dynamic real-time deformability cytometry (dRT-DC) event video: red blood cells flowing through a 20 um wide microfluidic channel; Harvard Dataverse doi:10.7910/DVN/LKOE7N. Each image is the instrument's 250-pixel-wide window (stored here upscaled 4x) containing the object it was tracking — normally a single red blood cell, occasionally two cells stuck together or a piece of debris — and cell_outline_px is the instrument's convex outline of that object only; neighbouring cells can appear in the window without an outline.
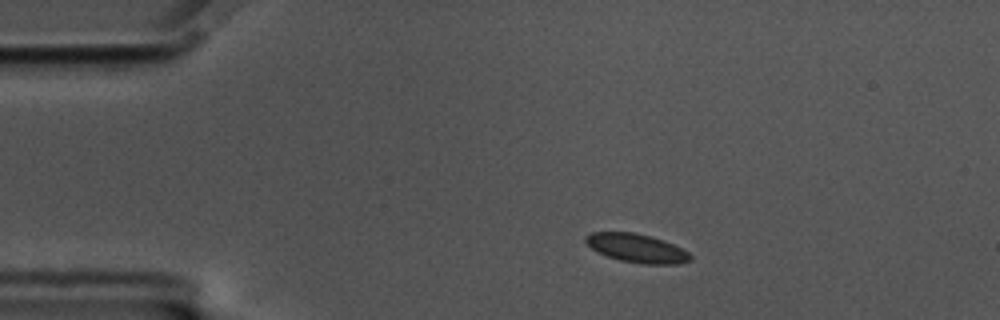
{"species": "common noctule bat (a hibernating species)", "species_latin": "Nyctalus noctula", "temperature_condition": "cold", "stored_images_in_passage": 48, "camera_frame_rate_fps": 3000, "um_per_image_px": 0.085, "animal": {"sex": "male", "body_mass_g": 17.5, "forearm_length_mm": 52.3}, "frame": {"image": 1, "passage_image": 1, "time_ms": 0.0, "image_size_px": [1000, 320], "cell_outline_px": [[692, 260], [680, 264], [644, 264], [620, 260], [596, 252], [584, 240], [584, 236], [592, 232], [636, 232], [652, 236], [664, 240], [688, 252], [692, 256]], "centroid_in_image_um": [54.13, 21.09], "position_along_channel_um": 30.9, "area_um2": 17.57}}
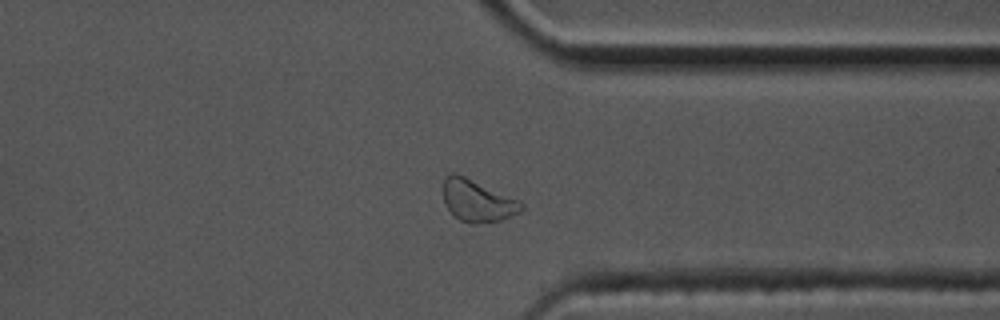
{"frame": {"image": 2, "passage_image": 35, "time_ms": 11.333, "image_size_px": [1000, 320], "cell_outline_px": [[524, 208], [520, 212], [500, 220], [476, 224], [472, 224], [460, 220], [444, 204], [444, 180], [452, 172], [456, 172], [516, 200], [524, 204]], "centroid_in_image_um": [40.56, 17.08], "position_along_channel_um": 370.8, "area_um2": 18.55}}
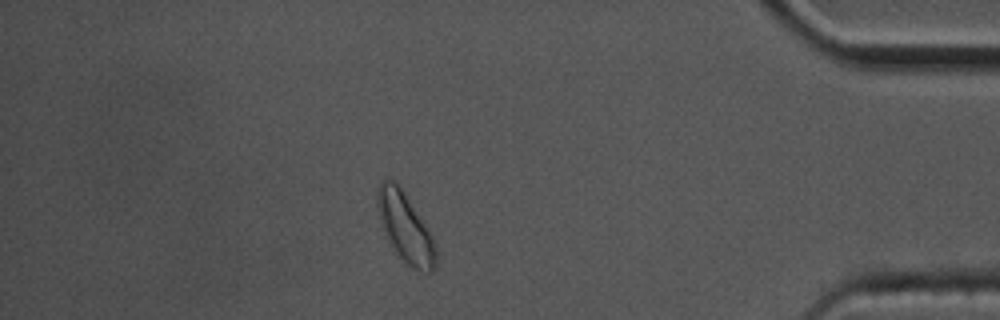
{"frame": {"image": 3, "passage_image": 41, "time_ms": 13.333, "image_size_px": [1000, 320], "cell_outline_px": [[436, 264], [432, 272], [428, 272], [412, 268], [404, 264], [396, 256], [388, 244], [384, 236], [376, 204], [376, 192], [380, 184], [388, 176], [400, 184], [428, 228], [432, 236], [436, 248]], "centroid_in_image_um": [34.41, 19.33], "position_along_channel_um": 400.8, "area_um2": 24.51}, "authors_computed_cell_mechanics": {"area_um2": 17.5712, "velocity_mm_per_s": 3.4445, "shape_relaxation_time_tau1_ms": null, "shape_relaxation_time_tau2_ms": 7.3132, "deformation_change_tau1": null, "deformation_change_tau2": 0.0804}}